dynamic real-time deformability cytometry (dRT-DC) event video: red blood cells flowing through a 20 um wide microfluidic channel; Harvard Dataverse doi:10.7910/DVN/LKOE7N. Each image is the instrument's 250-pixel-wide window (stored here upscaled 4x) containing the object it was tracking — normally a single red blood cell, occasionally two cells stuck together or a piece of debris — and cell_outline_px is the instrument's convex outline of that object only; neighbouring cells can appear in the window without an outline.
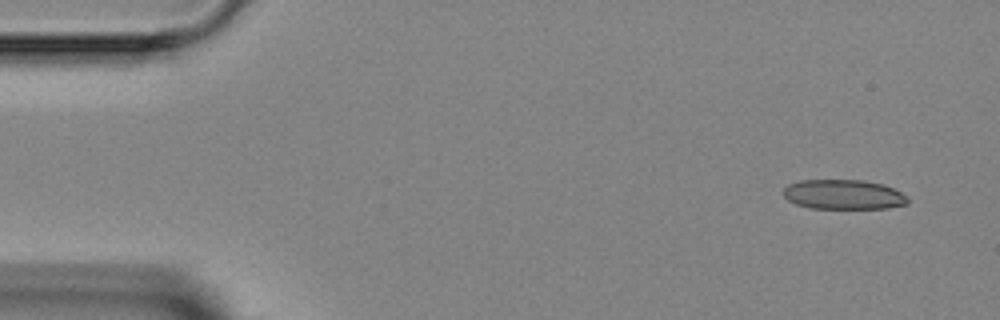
{"species": "Egyptian fruit bat (a non-hibernating species)", "species_latin": "Rousettus aegyptiacus", "temperature_condition": "room temperature", "stored_images_in_passage": 3, "camera_frame_rate_fps": 3000, "um_per_image_px": 0.085, "animal": {"sex": "female"}, "frame": {"image": 1, "passage_image": 1, "time_ms": 0.0, "image_size_px": [1000, 320], "cell_outline_px": [[908, 204], [888, 208], [808, 208], [796, 204], [788, 200], [784, 196], [784, 188], [788, 184], [800, 180], [864, 180], [884, 184], [900, 192], [908, 200]], "centroid_in_image_um": [71.68, 16.53], "position_along_channel_um": 13.3, "area_um2": 21.5}}
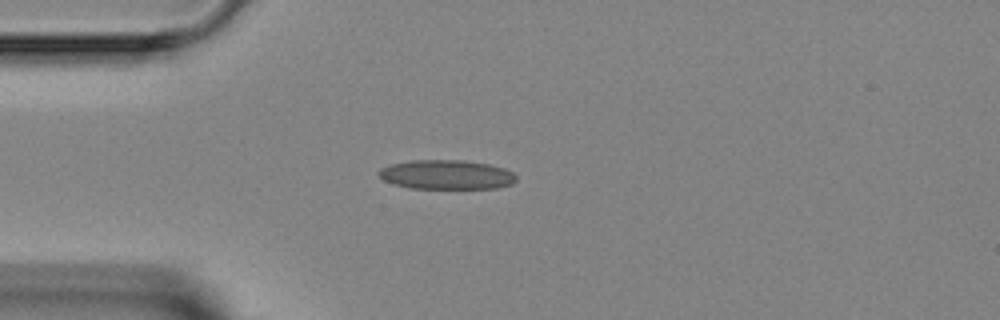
{"frame": {"image": 2, "passage_image": 3, "time_ms": 3.0, "image_size_px": [1000, 320], "cell_outline_px": [[516, 180], [512, 184], [496, 188], [412, 188], [396, 184], [384, 180], [376, 172], [380, 168], [388, 164], [412, 160], [464, 160], [488, 164], [504, 168], [512, 172], [516, 176]], "centroid_in_image_um": [37.94, 14.83], "position_along_channel_um": 47.1, "area_um2": 23.47}}